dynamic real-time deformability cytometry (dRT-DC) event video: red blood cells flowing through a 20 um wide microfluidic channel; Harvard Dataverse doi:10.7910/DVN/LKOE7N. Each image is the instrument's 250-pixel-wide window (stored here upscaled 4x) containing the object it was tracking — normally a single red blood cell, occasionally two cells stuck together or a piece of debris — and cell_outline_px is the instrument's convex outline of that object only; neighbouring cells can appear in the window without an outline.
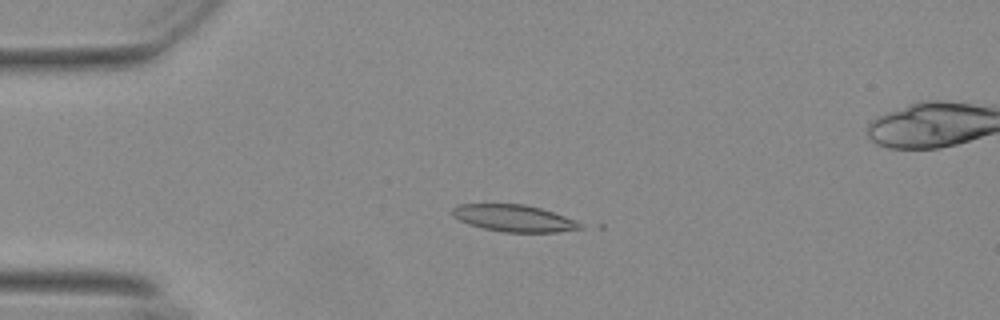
{"species": "Egyptian fruit bat (a non-hibernating species)", "species_latin": "Rousettus aegyptiacus", "temperature_condition": "warm", "stored_images_in_passage": 19, "camera_frame_rate_fps": 3000, "um_per_image_px": 0.085, "animal": {"sex": "female"}, "frame": {"image": 1, "passage_image": 11, "time_ms": 3.333, "image_size_px": [1000, 320], "cell_outline_px": [[584, 228], [556, 232], [504, 232], [484, 228], [468, 224], [452, 216], [452, 208], [460, 204], [524, 204], [540, 208], [576, 220], [584, 224]], "centroid_in_image_um": [43.7, 18.55], "position_along_channel_um": 41.3, "area_um2": 19.94}}
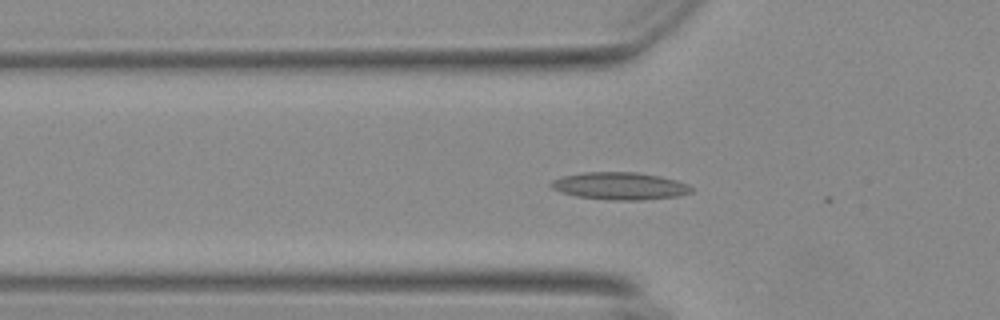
{"frame": {"image": 2, "passage_image": 16, "time_ms": 5.0, "image_size_px": [1000, 320], "cell_outline_px": [[692, 192], [680, 196], [640, 200], [608, 200], [576, 196], [560, 192], [552, 188], [548, 184], [552, 180], [560, 176], [584, 172], [632, 172], [656, 176], [676, 180], [688, 184], [692, 188]], "centroid_in_image_um": [52.64, 15.81], "position_along_channel_um": 73.2, "area_um2": 22.43}}